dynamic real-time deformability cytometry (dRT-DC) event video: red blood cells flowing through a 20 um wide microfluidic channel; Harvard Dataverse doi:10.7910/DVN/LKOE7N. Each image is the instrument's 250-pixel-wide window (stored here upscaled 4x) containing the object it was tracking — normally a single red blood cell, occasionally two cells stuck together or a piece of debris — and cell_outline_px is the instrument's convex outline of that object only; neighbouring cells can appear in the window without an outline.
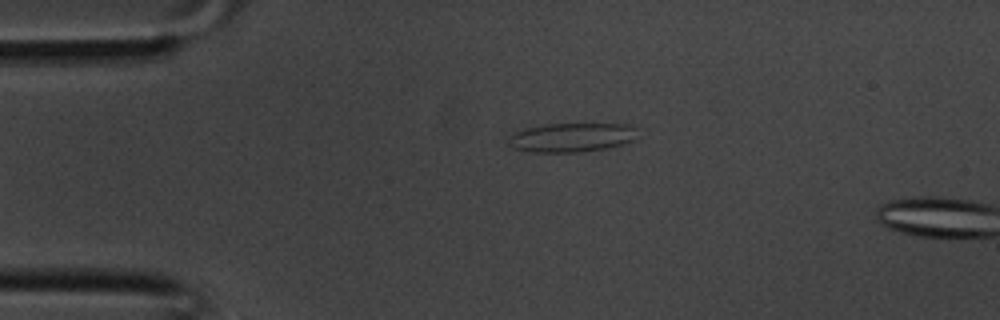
{"species": "common noctule bat (a hibernating species)", "species_latin": "Nyctalus noctula", "temperature_condition": "room temperature", "stored_images_in_passage": 2, "camera_frame_rate_fps": 3000, "um_per_image_px": 0.085, "animal": {"sex": "male", "body_mass_g": 20.1, "forearm_length_mm": 53.5}, "frame": {"image": 1, "passage_image": 1, "time_ms": 0.0, "image_size_px": [1000, 320], "cell_outline_px": [[632, 140], [620, 144], [604, 148], [580, 152], [536, 152], [512, 148], [508, 144], [508, 136], [516, 132], [528, 128], [548, 124], [628, 124], [632, 128]], "centroid_in_image_um": [48.47, 11.69], "position_along_channel_um": 36.5, "area_um2": 21.21}}